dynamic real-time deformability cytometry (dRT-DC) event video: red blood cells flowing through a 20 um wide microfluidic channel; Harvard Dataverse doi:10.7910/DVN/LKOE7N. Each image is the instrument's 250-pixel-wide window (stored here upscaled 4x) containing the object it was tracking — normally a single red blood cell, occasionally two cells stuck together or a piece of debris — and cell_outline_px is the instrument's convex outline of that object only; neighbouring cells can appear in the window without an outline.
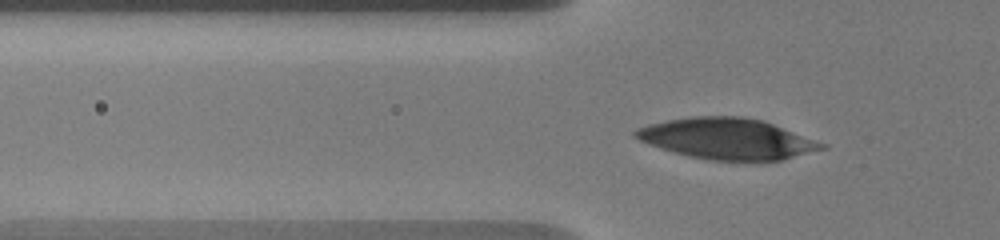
{"species": "human", "species_latin": "Homo sapiens", "temperature_condition": "warm", "stored_images_in_passage": 25, "camera_frame_rate_fps": 3000, "um_per_image_px": 0.085, "donor": {"sex": "male"}, "frame": {"image": 1, "passage_image": 2, "time_ms": 0.333, "image_size_px": [1000, 240], "cell_outline_px": [[828, 148], [784, 160], [760, 164], [708, 160], [688, 156], [660, 148], [648, 144], [632, 136], [632, 132], [636, 128], [648, 124], [668, 120], [692, 116], [740, 116], [764, 120], [828, 144]], "centroid_in_image_um": [61.89, 11.83], "position_along_channel_um": 63.9, "area_um2": 45.84}}
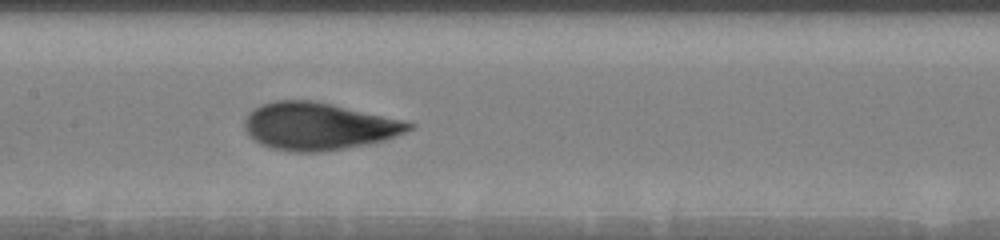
{"frame": {"image": 2, "passage_image": 10, "time_ms": 3.667, "image_size_px": [1000, 240], "cell_outline_px": [[416, 124], [412, 128], [396, 136], [384, 140], [368, 144], [320, 152], [296, 152], [272, 148], [260, 144], [244, 128], [244, 120], [248, 112], [252, 108], [260, 104], [272, 100], [312, 100], [332, 104], [404, 120]], "centroid_in_image_um": [27.05, 10.72], "position_along_channel_um": 180.4, "area_um2": 45.37}}
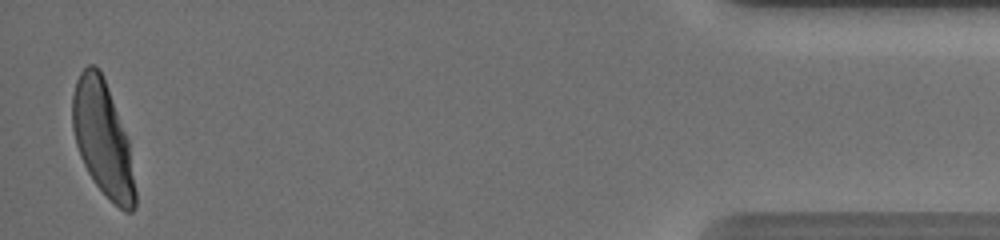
{"frame": {"image": 3, "passage_image": 25, "time_ms": 12.333, "image_size_px": [1000, 240], "cell_outline_px": [[136, 208], [132, 212], [124, 212], [96, 184], [88, 172], [80, 156], [76, 144], [72, 128], [72, 96], [76, 80], [80, 72], [88, 64], [96, 64], [100, 68], [104, 76], [128, 140], [136, 192]], "centroid_in_image_um": [8.72, 11.74], "position_along_channel_um": 426.5, "area_um2": 41.73}, "authors_computed_cell_mechanics": {"area_um2": 45.2574, "velocity_mm_per_s": 3.6555, "shape_relaxation_time_tau1_ms": 4.5392, "shape_relaxation_time_tau2_ms": 1.0135, "deformation_change_tau1": 0.2158, "deformation_change_tau2": 0.0575}}